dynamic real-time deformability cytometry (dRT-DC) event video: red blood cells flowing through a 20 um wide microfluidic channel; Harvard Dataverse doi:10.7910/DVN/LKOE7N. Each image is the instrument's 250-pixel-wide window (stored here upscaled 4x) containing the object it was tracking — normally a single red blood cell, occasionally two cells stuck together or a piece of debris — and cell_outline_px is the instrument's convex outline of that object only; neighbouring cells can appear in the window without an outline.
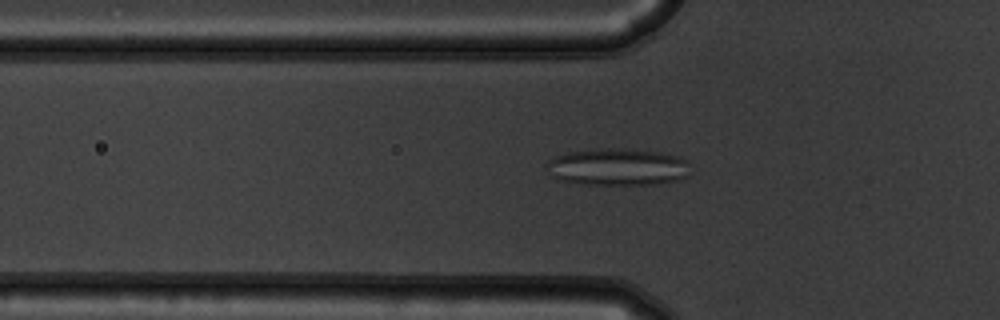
{"species": "common noctule bat (a hibernating species)", "species_latin": "Nyctalus noctula", "temperature_condition": "warm", "stored_images_in_passage": 55, "camera_frame_rate_fps": 3000, "um_per_image_px": 0.085, "animal": {"sex": "male", "body_mass_g": 19.5, "forearm_length_mm": 54.6}, "frame": {"image": 1, "passage_image": 19, "time_ms": 6.0, "image_size_px": [1000, 320], "cell_outline_px": [[688, 176], [680, 180], [660, 184], [576, 184], [556, 180], [552, 176], [544, 164], [548, 160], [556, 156], [568, 152], [604, 148], [624, 148], [660, 152], [676, 156], [684, 160]], "centroid_in_image_um": [52.42, 14.2], "position_along_channel_um": 73.4, "area_um2": 31.15}}
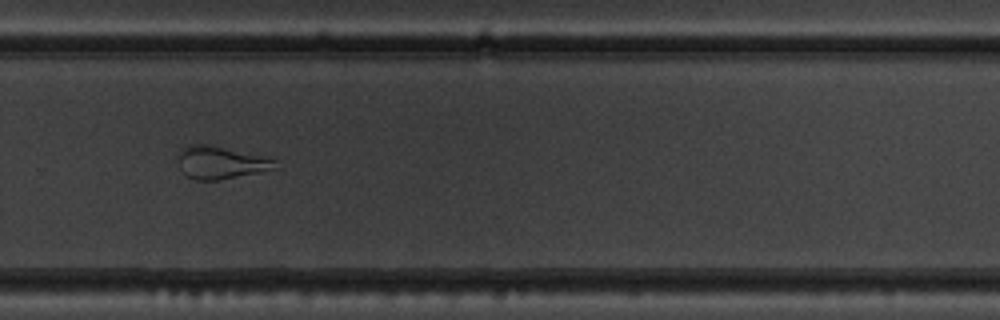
{"frame": {"image": 2, "passage_image": 38, "time_ms": 12.333, "image_size_px": [1000, 320], "cell_outline_px": [[276, 160], [272, 168], [260, 172], [216, 180], [196, 180], [188, 176], [180, 168], [180, 148], [192, 144], [212, 144], [272, 156]], "centroid_in_image_um": [18.81, 13.77], "position_along_channel_um": 311.0, "area_um2": 18.61}}
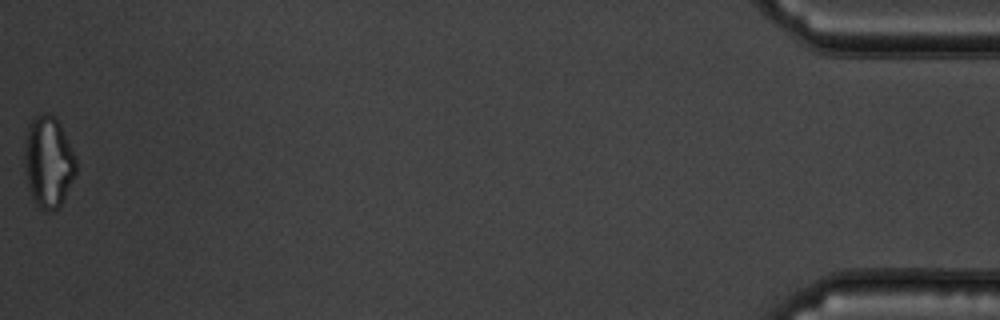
{"frame": {"image": 3, "passage_image": 55, "time_ms": 18.0, "image_size_px": [1000, 320], "cell_outline_px": [[76, 176], [60, 204], [52, 212], [44, 212], [32, 200], [28, 188], [24, 164], [24, 140], [28, 124], [36, 116], [44, 112], [56, 116], [60, 124], [76, 160]], "centroid_in_image_um": [4.08, 13.77], "position_along_channel_um": 431.1, "area_um2": 27.69}, "authors_computed_cell_mechanics": {"area_um2": 25.5476, "velocity_mm_per_s": 3.7557, "shape_relaxation_time_tau1_ms": null, "shape_relaxation_time_tau2_ms": 1.2987, "deformation_change_tau1": null, "deformation_change_tau2": 0.1064}}